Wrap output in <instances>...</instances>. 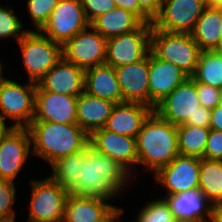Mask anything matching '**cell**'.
I'll list each match as a JSON object with an SVG mask.
<instances>
[{"label":"cell","instance_id":"cell-21","mask_svg":"<svg viewBox=\"0 0 222 222\" xmlns=\"http://www.w3.org/2000/svg\"><path fill=\"white\" fill-rule=\"evenodd\" d=\"M153 111V108L142 103L116 104L103 128L119 135L136 138Z\"/></svg>","mask_w":222,"mask_h":222},{"label":"cell","instance_id":"cell-39","mask_svg":"<svg viewBox=\"0 0 222 222\" xmlns=\"http://www.w3.org/2000/svg\"><path fill=\"white\" fill-rule=\"evenodd\" d=\"M164 0H138L140 8L154 20L160 13Z\"/></svg>","mask_w":222,"mask_h":222},{"label":"cell","instance_id":"cell-4","mask_svg":"<svg viewBox=\"0 0 222 222\" xmlns=\"http://www.w3.org/2000/svg\"><path fill=\"white\" fill-rule=\"evenodd\" d=\"M154 111L175 126L210 127L211 110L200 105L196 82L191 77L161 100Z\"/></svg>","mask_w":222,"mask_h":222},{"label":"cell","instance_id":"cell-16","mask_svg":"<svg viewBox=\"0 0 222 222\" xmlns=\"http://www.w3.org/2000/svg\"><path fill=\"white\" fill-rule=\"evenodd\" d=\"M33 121L77 124V96L48 92L36 87Z\"/></svg>","mask_w":222,"mask_h":222},{"label":"cell","instance_id":"cell-2","mask_svg":"<svg viewBox=\"0 0 222 222\" xmlns=\"http://www.w3.org/2000/svg\"><path fill=\"white\" fill-rule=\"evenodd\" d=\"M26 128L31 137L32 155L46 160L48 165L89 145V134L78 124L32 121Z\"/></svg>","mask_w":222,"mask_h":222},{"label":"cell","instance_id":"cell-41","mask_svg":"<svg viewBox=\"0 0 222 222\" xmlns=\"http://www.w3.org/2000/svg\"><path fill=\"white\" fill-rule=\"evenodd\" d=\"M124 213V209L120 206H116L103 220L100 222H121V216Z\"/></svg>","mask_w":222,"mask_h":222},{"label":"cell","instance_id":"cell-45","mask_svg":"<svg viewBox=\"0 0 222 222\" xmlns=\"http://www.w3.org/2000/svg\"><path fill=\"white\" fill-rule=\"evenodd\" d=\"M209 5L222 6V0H206Z\"/></svg>","mask_w":222,"mask_h":222},{"label":"cell","instance_id":"cell-3","mask_svg":"<svg viewBox=\"0 0 222 222\" xmlns=\"http://www.w3.org/2000/svg\"><path fill=\"white\" fill-rule=\"evenodd\" d=\"M138 166L155 174L179 155L177 126L153 111L136 137Z\"/></svg>","mask_w":222,"mask_h":222},{"label":"cell","instance_id":"cell-35","mask_svg":"<svg viewBox=\"0 0 222 222\" xmlns=\"http://www.w3.org/2000/svg\"><path fill=\"white\" fill-rule=\"evenodd\" d=\"M196 88L201 106L212 110L221 103L222 90L199 82H196Z\"/></svg>","mask_w":222,"mask_h":222},{"label":"cell","instance_id":"cell-27","mask_svg":"<svg viewBox=\"0 0 222 222\" xmlns=\"http://www.w3.org/2000/svg\"><path fill=\"white\" fill-rule=\"evenodd\" d=\"M199 190L215 207L222 206V161L201 159Z\"/></svg>","mask_w":222,"mask_h":222},{"label":"cell","instance_id":"cell-46","mask_svg":"<svg viewBox=\"0 0 222 222\" xmlns=\"http://www.w3.org/2000/svg\"><path fill=\"white\" fill-rule=\"evenodd\" d=\"M176 222H214L213 219L209 220H198V221H176Z\"/></svg>","mask_w":222,"mask_h":222},{"label":"cell","instance_id":"cell-20","mask_svg":"<svg viewBox=\"0 0 222 222\" xmlns=\"http://www.w3.org/2000/svg\"><path fill=\"white\" fill-rule=\"evenodd\" d=\"M164 199L177 221L213 219L215 206L204 197L199 188L166 195Z\"/></svg>","mask_w":222,"mask_h":222},{"label":"cell","instance_id":"cell-7","mask_svg":"<svg viewBox=\"0 0 222 222\" xmlns=\"http://www.w3.org/2000/svg\"><path fill=\"white\" fill-rule=\"evenodd\" d=\"M37 84L6 78L0 85V117L14 128H26L34 119Z\"/></svg>","mask_w":222,"mask_h":222},{"label":"cell","instance_id":"cell-11","mask_svg":"<svg viewBox=\"0 0 222 222\" xmlns=\"http://www.w3.org/2000/svg\"><path fill=\"white\" fill-rule=\"evenodd\" d=\"M209 4L206 0H164L153 28L166 32L190 33Z\"/></svg>","mask_w":222,"mask_h":222},{"label":"cell","instance_id":"cell-34","mask_svg":"<svg viewBox=\"0 0 222 222\" xmlns=\"http://www.w3.org/2000/svg\"><path fill=\"white\" fill-rule=\"evenodd\" d=\"M59 0H28L26 8L35 26V31H40L47 23L50 14L57 6Z\"/></svg>","mask_w":222,"mask_h":222},{"label":"cell","instance_id":"cell-26","mask_svg":"<svg viewBox=\"0 0 222 222\" xmlns=\"http://www.w3.org/2000/svg\"><path fill=\"white\" fill-rule=\"evenodd\" d=\"M142 23L132 12L115 7L95 18L90 26L104 38L109 39L136 30Z\"/></svg>","mask_w":222,"mask_h":222},{"label":"cell","instance_id":"cell-40","mask_svg":"<svg viewBox=\"0 0 222 222\" xmlns=\"http://www.w3.org/2000/svg\"><path fill=\"white\" fill-rule=\"evenodd\" d=\"M209 128L222 132V102L211 110Z\"/></svg>","mask_w":222,"mask_h":222},{"label":"cell","instance_id":"cell-14","mask_svg":"<svg viewBox=\"0 0 222 222\" xmlns=\"http://www.w3.org/2000/svg\"><path fill=\"white\" fill-rule=\"evenodd\" d=\"M32 154L27 128H13L0 142V179L14 182Z\"/></svg>","mask_w":222,"mask_h":222},{"label":"cell","instance_id":"cell-33","mask_svg":"<svg viewBox=\"0 0 222 222\" xmlns=\"http://www.w3.org/2000/svg\"><path fill=\"white\" fill-rule=\"evenodd\" d=\"M15 183L0 179V221L2 222H16V197Z\"/></svg>","mask_w":222,"mask_h":222},{"label":"cell","instance_id":"cell-1","mask_svg":"<svg viewBox=\"0 0 222 222\" xmlns=\"http://www.w3.org/2000/svg\"><path fill=\"white\" fill-rule=\"evenodd\" d=\"M130 178L134 179L133 175L119 162L88 145L85 156L79 161L78 183L69 194L113 201L121 196L124 187L128 188Z\"/></svg>","mask_w":222,"mask_h":222},{"label":"cell","instance_id":"cell-30","mask_svg":"<svg viewBox=\"0 0 222 222\" xmlns=\"http://www.w3.org/2000/svg\"><path fill=\"white\" fill-rule=\"evenodd\" d=\"M85 156V149L62 157L51 164L49 177L68 192L78 183L79 161Z\"/></svg>","mask_w":222,"mask_h":222},{"label":"cell","instance_id":"cell-47","mask_svg":"<svg viewBox=\"0 0 222 222\" xmlns=\"http://www.w3.org/2000/svg\"><path fill=\"white\" fill-rule=\"evenodd\" d=\"M221 50H222V27H221Z\"/></svg>","mask_w":222,"mask_h":222},{"label":"cell","instance_id":"cell-18","mask_svg":"<svg viewBox=\"0 0 222 222\" xmlns=\"http://www.w3.org/2000/svg\"><path fill=\"white\" fill-rule=\"evenodd\" d=\"M85 70L63 57L37 83L41 90L78 96L84 92Z\"/></svg>","mask_w":222,"mask_h":222},{"label":"cell","instance_id":"cell-29","mask_svg":"<svg viewBox=\"0 0 222 222\" xmlns=\"http://www.w3.org/2000/svg\"><path fill=\"white\" fill-rule=\"evenodd\" d=\"M191 78L222 90V50L201 51Z\"/></svg>","mask_w":222,"mask_h":222},{"label":"cell","instance_id":"cell-19","mask_svg":"<svg viewBox=\"0 0 222 222\" xmlns=\"http://www.w3.org/2000/svg\"><path fill=\"white\" fill-rule=\"evenodd\" d=\"M189 76L176 65L158 59L151 51L149 53V90L150 107L156 105L169 95L180 83Z\"/></svg>","mask_w":222,"mask_h":222},{"label":"cell","instance_id":"cell-10","mask_svg":"<svg viewBox=\"0 0 222 222\" xmlns=\"http://www.w3.org/2000/svg\"><path fill=\"white\" fill-rule=\"evenodd\" d=\"M90 27L81 0H59L40 32L62 46Z\"/></svg>","mask_w":222,"mask_h":222},{"label":"cell","instance_id":"cell-28","mask_svg":"<svg viewBox=\"0 0 222 222\" xmlns=\"http://www.w3.org/2000/svg\"><path fill=\"white\" fill-rule=\"evenodd\" d=\"M210 128L179 125L177 142L179 155L203 159Z\"/></svg>","mask_w":222,"mask_h":222},{"label":"cell","instance_id":"cell-23","mask_svg":"<svg viewBox=\"0 0 222 222\" xmlns=\"http://www.w3.org/2000/svg\"><path fill=\"white\" fill-rule=\"evenodd\" d=\"M84 92L115 104L122 103V93L115 68L107 64L85 70Z\"/></svg>","mask_w":222,"mask_h":222},{"label":"cell","instance_id":"cell-37","mask_svg":"<svg viewBox=\"0 0 222 222\" xmlns=\"http://www.w3.org/2000/svg\"><path fill=\"white\" fill-rule=\"evenodd\" d=\"M204 159L222 161V132L210 129Z\"/></svg>","mask_w":222,"mask_h":222},{"label":"cell","instance_id":"cell-13","mask_svg":"<svg viewBox=\"0 0 222 222\" xmlns=\"http://www.w3.org/2000/svg\"><path fill=\"white\" fill-rule=\"evenodd\" d=\"M200 161V158L177 155L153 174L155 183L166 189V195L198 189Z\"/></svg>","mask_w":222,"mask_h":222},{"label":"cell","instance_id":"cell-15","mask_svg":"<svg viewBox=\"0 0 222 222\" xmlns=\"http://www.w3.org/2000/svg\"><path fill=\"white\" fill-rule=\"evenodd\" d=\"M89 145L95 151L119 162L133 176L134 174L137 176V173L134 172L138 166L136 138L99 128L89 134Z\"/></svg>","mask_w":222,"mask_h":222},{"label":"cell","instance_id":"cell-17","mask_svg":"<svg viewBox=\"0 0 222 222\" xmlns=\"http://www.w3.org/2000/svg\"><path fill=\"white\" fill-rule=\"evenodd\" d=\"M122 103H142L150 107L149 54L136 63L115 68Z\"/></svg>","mask_w":222,"mask_h":222},{"label":"cell","instance_id":"cell-36","mask_svg":"<svg viewBox=\"0 0 222 222\" xmlns=\"http://www.w3.org/2000/svg\"><path fill=\"white\" fill-rule=\"evenodd\" d=\"M81 3L90 23L98 16L116 7L114 0H81Z\"/></svg>","mask_w":222,"mask_h":222},{"label":"cell","instance_id":"cell-8","mask_svg":"<svg viewBox=\"0 0 222 222\" xmlns=\"http://www.w3.org/2000/svg\"><path fill=\"white\" fill-rule=\"evenodd\" d=\"M27 222H63L69 192L49 176L31 179Z\"/></svg>","mask_w":222,"mask_h":222},{"label":"cell","instance_id":"cell-12","mask_svg":"<svg viewBox=\"0 0 222 222\" xmlns=\"http://www.w3.org/2000/svg\"><path fill=\"white\" fill-rule=\"evenodd\" d=\"M106 42L91 26L77 33L62 46L63 58L86 70L105 64Z\"/></svg>","mask_w":222,"mask_h":222},{"label":"cell","instance_id":"cell-31","mask_svg":"<svg viewBox=\"0 0 222 222\" xmlns=\"http://www.w3.org/2000/svg\"><path fill=\"white\" fill-rule=\"evenodd\" d=\"M151 200V201H150ZM141 207L135 218L136 222H176L163 195L154 200L150 199Z\"/></svg>","mask_w":222,"mask_h":222},{"label":"cell","instance_id":"cell-9","mask_svg":"<svg viewBox=\"0 0 222 222\" xmlns=\"http://www.w3.org/2000/svg\"><path fill=\"white\" fill-rule=\"evenodd\" d=\"M152 27L142 23L136 30L107 39L105 64L117 68L146 57L151 49Z\"/></svg>","mask_w":222,"mask_h":222},{"label":"cell","instance_id":"cell-22","mask_svg":"<svg viewBox=\"0 0 222 222\" xmlns=\"http://www.w3.org/2000/svg\"><path fill=\"white\" fill-rule=\"evenodd\" d=\"M116 206L102 198L69 194L65 203L63 222H100Z\"/></svg>","mask_w":222,"mask_h":222},{"label":"cell","instance_id":"cell-43","mask_svg":"<svg viewBox=\"0 0 222 222\" xmlns=\"http://www.w3.org/2000/svg\"><path fill=\"white\" fill-rule=\"evenodd\" d=\"M213 221L222 222V206L215 207L214 213H213Z\"/></svg>","mask_w":222,"mask_h":222},{"label":"cell","instance_id":"cell-6","mask_svg":"<svg viewBox=\"0 0 222 222\" xmlns=\"http://www.w3.org/2000/svg\"><path fill=\"white\" fill-rule=\"evenodd\" d=\"M28 81H38L63 57L62 45L40 31H27L17 42Z\"/></svg>","mask_w":222,"mask_h":222},{"label":"cell","instance_id":"cell-5","mask_svg":"<svg viewBox=\"0 0 222 222\" xmlns=\"http://www.w3.org/2000/svg\"><path fill=\"white\" fill-rule=\"evenodd\" d=\"M150 51L160 60L179 67L189 77L195 72L201 50L190 33L151 30Z\"/></svg>","mask_w":222,"mask_h":222},{"label":"cell","instance_id":"cell-38","mask_svg":"<svg viewBox=\"0 0 222 222\" xmlns=\"http://www.w3.org/2000/svg\"><path fill=\"white\" fill-rule=\"evenodd\" d=\"M116 7L135 14L143 23L152 24L153 20L140 8L138 0H114Z\"/></svg>","mask_w":222,"mask_h":222},{"label":"cell","instance_id":"cell-44","mask_svg":"<svg viewBox=\"0 0 222 222\" xmlns=\"http://www.w3.org/2000/svg\"><path fill=\"white\" fill-rule=\"evenodd\" d=\"M3 67H5V63L3 64L2 61L0 60V85L6 79V77H4L5 75L3 73L4 71Z\"/></svg>","mask_w":222,"mask_h":222},{"label":"cell","instance_id":"cell-25","mask_svg":"<svg viewBox=\"0 0 222 222\" xmlns=\"http://www.w3.org/2000/svg\"><path fill=\"white\" fill-rule=\"evenodd\" d=\"M115 105L114 102L83 92L77 96V124L88 134L103 128Z\"/></svg>","mask_w":222,"mask_h":222},{"label":"cell","instance_id":"cell-24","mask_svg":"<svg viewBox=\"0 0 222 222\" xmlns=\"http://www.w3.org/2000/svg\"><path fill=\"white\" fill-rule=\"evenodd\" d=\"M221 27L222 6L208 5L190 35L201 51L221 50Z\"/></svg>","mask_w":222,"mask_h":222},{"label":"cell","instance_id":"cell-32","mask_svg":"<svg viewBox=\"0 0 222 222\" xmlns=\"http://www.w3.org/2000/svg\"><path fill=\"white\" fill-rule=\"evenodd\" d=\"M12 6L0 5V39L16 38V42L27 32L31 31L25 29L20 17L15 14Z\"/></svg>","mask_w":222,"mask_h":222},{"label":"cell","instance_id":"cell-42","mask_svg":"<svg viewBox=\"0 0 222 222\" xmlns=\"http://www.w3.org/2000/svg\"><path fill=\"white\" fill-rule=\"evenodd\" d=\"M14 127L12 125H9L6 123L5 120H3L0 117V142L6 137V135L13 129Z\"/></svg>","mask_w":222,"mask_h":222}]
</instances>
